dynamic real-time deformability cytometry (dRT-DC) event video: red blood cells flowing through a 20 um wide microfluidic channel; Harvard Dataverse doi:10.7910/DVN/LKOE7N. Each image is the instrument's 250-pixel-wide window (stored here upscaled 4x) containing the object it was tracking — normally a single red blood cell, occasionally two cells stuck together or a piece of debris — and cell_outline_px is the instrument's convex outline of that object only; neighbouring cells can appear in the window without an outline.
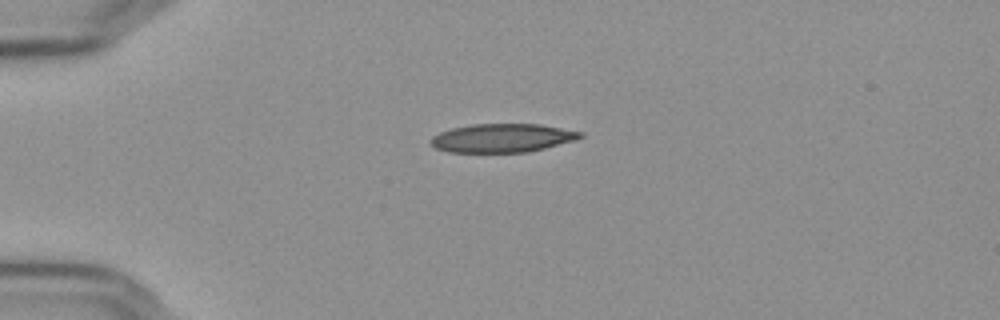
{"species": "Egyptian fruit bat (a non-hibernating species)", "species_latin": "Rousettus aegyptiacus", "temperature_condition": "cold", "stored_images_in_passage": 36, "camera_frame_rate_fps": 3000, "um_per_image_px": 0.085, "frame": {"image": 1, "passage_image": 1, "time_ms": 0.0, "image_size_px": [1000, 320], "cell_outline_px": [[584, 136], [576, 140], [528, 152], [448, 152], [436, 148], [432, 144], [432, 136], [440, 132], [452, 128], [472, 124], [540, 124], [584, 132]], "centroid_in_image_um": [42.73, 11.72], "position_along_channel_um": 42.3, "area_um2": 24.85}}
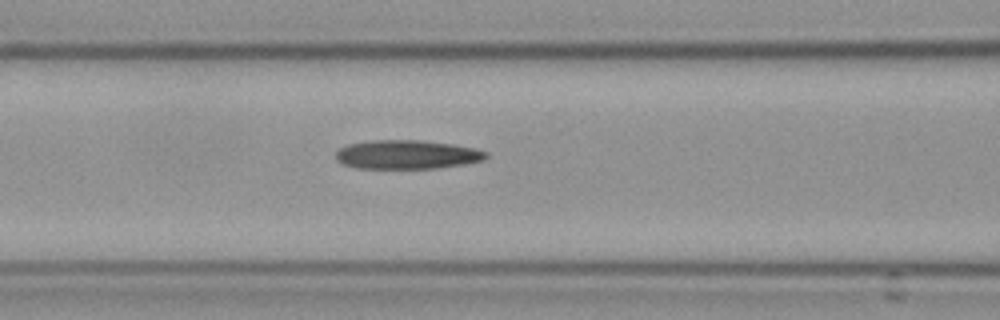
{"frame": {"image": 2, "passage_image": 11, "time_ms": 3.333, "image_size_px": [1000, 320], "cell_outline_px": [[488, 156], [484, 160], [436, 168], [360, 168], [344, 164], [336, 160], [336, 152], [340, 148], [348, 144], [368, 140], [424, 140], [452, 144], [476, 148], [488, 152]], "centroid_in_image_um": [34.59, 13.12], "position_along_channel_um": 132.0, "area_um2": 25.26}}
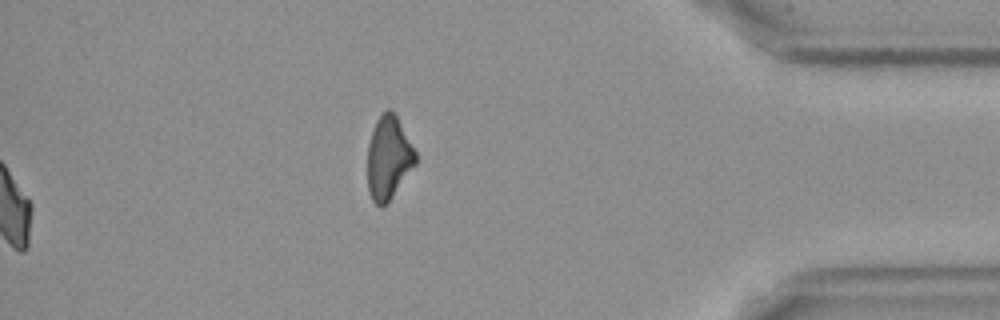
{"frame": {"image": 3, "passage_image": 36, "time_ms": 11.667, "image_size_px": [1000, 320], "cell_outline_px": [[416, 164], [388, 200], [380, 208], [372, 200], [368, 192], [368, 144], [376, 120], [388, 108], [392, 108], [416, 152]], "centroid_in_image_um": [33.01, 13.39], "position_along_channel_um": 402.2, "area_um2": 22.89}}